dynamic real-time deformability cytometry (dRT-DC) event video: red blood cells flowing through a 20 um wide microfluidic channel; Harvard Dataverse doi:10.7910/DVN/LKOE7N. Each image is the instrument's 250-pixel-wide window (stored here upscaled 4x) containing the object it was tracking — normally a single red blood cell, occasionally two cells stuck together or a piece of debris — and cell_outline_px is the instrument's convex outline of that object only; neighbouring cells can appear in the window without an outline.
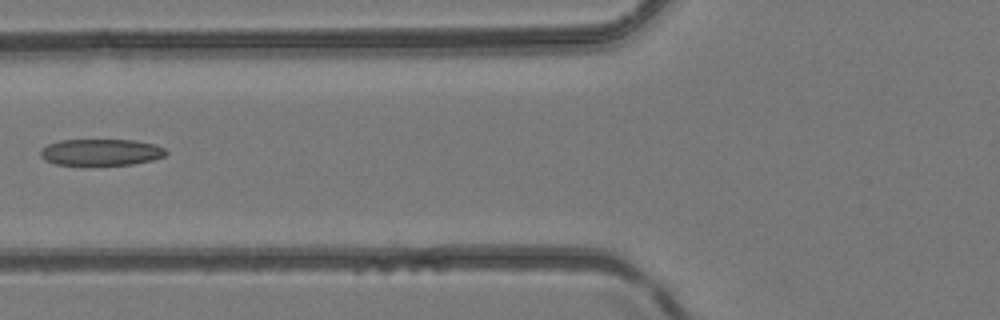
{"species": "common noctule bat (a hibernating species)", "species_latin": "Nyctalus noctula", "temperature_condition": "room temperature", "stored_images_in_passage": 5, "camera_frame_rate_fps": 3000, "um_per_image_px": 0.085, "animal": {"sex": "female", "body_mass_g": 24.6, "forearm_length_mm": 56.2}, "frame": {"image": 1, "passage_image": 5, "time_ms": 1.333, "image_size_px": [1000, 320], "cell_outline_px": [[168, 152], [164, 156], [152, 160], [132, 164], [56, 164], [44, 160], [40, 156], [40, 148], [48, 144], [60, 140], [132, 140], [156, 144], [164, 148]], "centroid_in_image_um": [8.57, 12.92], "position_along_channel_um": 117.2, "area_um2": 19.25}}